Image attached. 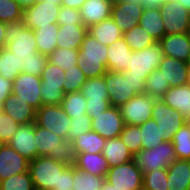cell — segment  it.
Listing matches in <instances>:
<instances>
[{"instance_id": "cell-1", "label": "cell", "mask_w": 190, "mask_h": 190, "mask_svg": "<svg viewBox=\"0 0 190 190\" xmlns=\"http://www.w3.org/2000/svg\"><path fill=\"white\" fill-rule=\"evenodd\" d=\"M6 46L17 60V72L41 76L48 57L37 50L35 33L24 20L6 23Z\"/></svg>"}, {"instance_id": "cell-2", "label": "cell", "mask_w": 190, "mask_h": 190, "mask_svg": "<svg viewBox=\"0 0 190 190\" xmlns=\"http://www.w3.org/2000/svg\"><path fill=\"white\" fill-rule=\"evenodd\" d=\"M34 139L39 156H47L66 166H74L77 152L73 141L62 139L50 130L34 123Z\"/></svg>"}, {"instance_id": "cell-3", "label": "cell", "mask_w": 190, "mask_h": 190, "mask_svg": "<svg viewBox=\"0 0 190 190\" xmlns=\"http://www.w3.org/2000/svg\"><path fill=\"white\" fill-rule=\"evenodd\" d=\"M107 50L104 46L89 33L79 48V60L77 66L88 78L102 77L107 73Z\"/></svg>"}, {"instance_id": "cell-4", "label": "cell", "mask_w": 190, "mask_h": 190, "mask_svg": "<svg viewBox=\"0 0 190 190\" xmlns=\"http://www.w3.org/2000/svg\"><path fill=\"white\" fill-rule=\"evenodd\" d=\"M111 106L120 107L133 96L144 94L145 79L124 76L123 72L107 71L104 75Z\"/></svg>"}, {"instance_id": "cell-5", "label": "cell", "mask_w": 190, "mask_h": 190, "mask_svg": "<svg viewBox=\"0 0 190 190\" xmlns=\"http://www.w3.org/2000/svg\"><path fill=\"white\" fill-rule=\"evenodd\" d=\"M67 166L47 156H39L28 164V172L35 190H53L58 187L59 174Z\"/></svg>"}, {"instance_id": "cell-6", "label": "cell", "mask_w": 190, "mask_h": 190, "mask_svg": "<svg viewBox=\"0 0 190 190\" xmlns=\"http://www.w3.org/2000/svg\"><path fill=\"white\" fill-rule=\"evenodd\" d=\"M172 142H162L155 148L142 149L133 156L134 162L144 173L167 168L176 160Z\"/></svg>"}, {"instance_id": "cell-7", "label": "cell", "mask_w": 190, "mask_h": 190, "mask_svg": "<svg viewBox=\"0 0 190 190\" xmlns=\"http://www.w3.org/2000/svg\"><path fill=\"white\" fill-rule=\"evenodd\" d=\"M163 51L156 42L139 51H132L128 69L123 71L124 76L142 77L145 80L148 75L158 69L162 59Z\"/></svg>"}, {"instance_id": "cell-8", "label": "cell", "mask_w": 190, "mask_h": 190, "mask_svg": "<svg viewBox=\"0 0 190 190\" xmlns=\"http://www.w3.org/2000/svg\"><path fill=\"white\" fill-rule=\"evenodd\" d=\"M64 70L58 66L46 63L41 75L40 94L42 105L61 104L65 93L63 92Z\"/></svg>"}, {"instance_id": "cell-9", "label": "cell", "mask_w": 190, "mask_h": 190, "mask_svg": "<svg viewBox=\"0 0 190 190\" xmlns=\"http://www.w3.org/2000/svg\"><path fill=\"white\" fill-rule=\"evenodd\" d=\"M71 118L64 112L61 104L42 105L36 110L35 124L50 130L62 139H68Z\"/></svg>"}, {"instance_id": "cell-10", "label": "cell", "mask_w": 190, "mask_h": 190, "mask_svg": "<svg viewBox=\"0 0 190 190\" xmlns=\"http://www.w3.org/2000/svg\"><path fill=\"white\" fill-rule=\"evenodd\" d=\"M151 118L160 128L165 142H172L174 134L186 123L185 117L178 110L172 109L161 99L154 101Z\"/></svg>"}, {"instance_id": "cell-11", "label": "cell", "mask_w": 190, "mask_h": 190, "mask_svg": "<svg viewBox=\"0 0 190 190\" xmlns=\"http://www.w3.org/2000/svg\"><path fill=\"white\" fill-rule=\"evenodd\" d=\"M105 180L123 190H142L143 172L134 160L109 168Z\"/></svg>"}, {"instance_id": "cell-12", "label": "cell", "mask_w": 190, "mask_h": 190, "mask_svg": "<svg viewBox=\"0 0 190 190\" xmlns=\"http://www.w3.org/2000/svg\"><path fill=\"white\" fill-rule=\"evenodd\" d=\"M159 8L165 35L190 32V12L178 0H167Z\"/></svg>"}, {"instance_id": "cell-13", "label": "cell", "mask_w": 190, "mask_h": 190, "mask_svg": "<svg viewBox=\"0 0 190 190\" xmlns=\"http://www.w3.org/2000/svg\"><path fill=\"white\" fill-rule=\"evenodd\" d=\"M156 98L147 94L133 96L120 106V111L125 125H141L151 119L153 104Z\"/></svg>"}, {"instance_id": "cell-14", "label": "cell", "mask_w": 190, "mask_h": 190, "mask_svg": "<svg viewBox=\"0 0 190 190\" xmlns=\"http://www.w3.org/2000/svg\"><path fill=\"white\" fill-rule=\"evenodd\" d=\"M91 130L107 139L118 138L125 126L120 108L110 106L98 115H91Z\"/></svg>"}, {"instance_id": "cell-15", "label": "cell", "mask_w": 190, "mask_h": 190, "mask_svg": "<svg viewBox=\"0 0 190 190\" xmlns=\"http://www.w3.org/2000/svg\"><path fill=\"white\" fill-rule=\"evenodd\" d=\"M41 76L20 73L13 80L12 96L14 99L22 100L38 110L42 106L40 94Z\"/></svg>"}, {"instance_id": "cell-16", "label": "cell", "mask_w": 190, "mask_h": 190, "mask_svg": "<svg viewBox=\"0 0 190 190\" xmlns=\"http://www.w3.org/2000/svg\"><path fill=\"white\" fill-rule=\"evenodd\" d=\"M61 6L47 1H38L33 6L24 9L23 20L25 26L32 30L57 23Z\"/></svg>"}, {"instance_id": "cell-17", "label": "cell", "mask_w": 190, "mask_h": 190, "mask_svg": "<svg viewBox=\"0 0 190 190\" xmlns=\"http://www.w3.org/2000/svg\"><path fill=\"white\" fill-rule=\"evenodd\" d=\"M7 144L29 162L38 157V149L34 139V123L19 125Z\"/></svg>"}, {"instance_id": "cell-18", "label": "cell", "mask_w": 190, "mask_h": 190, "mask_svg": "<svg viewBox=\"0 0 190 190\" xmlns=\"http://www.w3.org/2000/svg\"><path fill=\"white\" fill-rule=\"evenodd\" d=\"M143 9L142 4L114 1L111 18L124 33L138 24Z\"/></svg>"}, {"instance_id": "cell-19", "label": "cell", "mask_w": 190, "mask_h": 190, "mask_svg": "<svg viewBox=\"0 0 190 190\" xmlns=\"http://www.w3.org/2000/svg\"><path fill=\"white\" fill-rule=\"evenodd\" d=\"M159 45L164 56L187 62L190 55V32L166 34Z\"/></svg>"}, {"instance_id": "cell-20", "label": "cell", "mask_w": 190, "mask_h": 190, "mask_svg": "<svg viewBox=\"0 0 190 190\" xmlns=\"http://www.w3.org/2000/svg\"><path fill=\"white\" fill-rule=\"evenodd\" d=\"M29 161L8 144L0 150V181L28 171Z\"/></svg>"}, {"instance_id": "cell-21", "label": "cell", "mask_w": 190, "mask_h": 190, "mask_svg": "<svg viewBox=\"0 0 190 190\" xmlns=\"http://www.w3.org/2000/svg\"><path fill=\"white\" fill-rule=\"evenodd\" d=\"M111 0H86L80 8L82 23L88 28L111 17Z\"/></svg>"}, {"instance_id": "cell-22", "label": "cell", "mask_w": 190, "mask_h": 190, "mask_svg": "<svg viewBox=\"0 0 190 190\" xmlns=\"http://www.w3.org/2000/svg\"><path fill=\"white\" fill-rule=\"evenodd\" d=\"M132 51L124 38L116 40L107 50V70L123 72L128 69Z\"/></svg>"}, {"instance_id": "cell-23", "label": "cell", "mask_w": 190, "mask_h": 190, "mask_svg": "<svg viewBox=\"0 0 190 190\" xmlns=\"http://www.w3.org/2000/svg\"><path fill=\"white\" fill-rule=\"evenodd\" d=\"M158 69L162 72L164 79L169 81L170 87L187 84V62L163 56Z\"/></svg>"}, {"instance_id": "cell-24", "label": "cell", "mask_w": 190, "mask_h": 190, "mask_svg": "<svg viewBox=\"0 0 190 190\" xmlns=\"http://www.w3.org/2000/svg\"><path fill=\"white\" fill-rule=\"evenodd\" d=\"M168 190H190V160L176 159L167 167Z\"/></svg>"}, {"instance_id": "cell-25", "label": "cell", "mask_w": 190, "mask_h": 190, "mask_svg": "<svg viewBox=\"0 0 190 190\" xmlns=\"http://www.w3.org/2000/svg\"><path fill=\"white\" fill-rule=\"evenodd\" d=\"M87 33L88 27L85 25H58L57 48L79 49Z\"/></svg>"}, {"instance_id": "cell-26", "label": "cell", "mask_w": 190, "mask_h": 190, "mask_svg": "<svg viewBox=\"0 0 190 190\" xmlns=\"http://www.w3.org/2000/svg\"><path fill=\"white\" fill-rule=\"evenodd\" d=\"M19 125L35 123L36 110L25 101L14 99L11 95L5 99L2 110Z\"/></svg>"}, {"instance_id": "cell-27", "label": "cell", "mask_w": 190, "mask_h": 190, "mask_svg": "<svg viewBox=\"0 0 190 190\" xmlns=\"http://www.w3.org/2000/svg\"><path fill=\"white\" fill-rule=\"evenodd\" d=\"M109 168L128 163L133 160V154L122 142L121 138L107 139L102 149Z\"/></svg>"}, {"instance_id": "cell-28", "label": "cell", "mask_w": 190, "mask_h": 190, "mask_svg": "<svg viewBox=\"0 0 190 190\" xmlns=\"http://www.w3.org/2000/svg\"><path fill=\"white\" fill-rule=\"evenodd\" d=\"M160 99L184 117L190 114V84L170 87Z\"/></svg>"}, {"instance_id": "cell-29", "label": "cell", "mask_w": 190, "mask_h": 190, "mask_svg": "<svg viewBox=\"0 0 190 190\" xmlns=\"http://www.w3.org/2000/svg\"><path fill=\"white\" fill-rule=\"evenodd\" d=\"M74 166L92 175L103 177H106L109 170L108 162L102 153H79Z\"/></svg>"}, {"instance_id": "cell-30", "label": "cell", "mask_w": 190, "mask_h": 190, "mask_svg": "<svg viewBox=\"0 0 190 190\" xmlns=\"http://www.w3.org/2000/svg\"><path fill=\"white\" fill-rule=\"evenodd\" d=\"M88 33L104 46H110L116 40L121 39L124 34L111 17L90 26Z\"/></svg>"}, {"instance_id": "cell-31", "label": "cell", "mask_w": 190, "mask_h": 190, "mask_svg": "<svg viewBox=\"0 0 190 190\" xmlns=\"http://www.w3.org/2000/svg\"><path fill=\"white\" fill-rule=\"evenodd\" d=\"M138 24L159 42L165 35L160 8H144Z\"/></svg>"}, {"instance_id": "cell-32", "label": "cell", "mask_w": 190, "mask_h": 190, "mask_svg": "<svg viewBox=\"0 0 190 190\" xmlns=\"http://www.w3.org/2000/svg\"><path fill=\"white\" fill-rule=\"evenodd\" d=\"M33 31L38 52L48 57L57 48L58 24L51 23L49 26L40 27Z\"/></svg>"}, {"instance_id": "cell-33", "label": "cell", "mask_w": 190, "mask_h": 190, "mask_svg": "<svg viewBox=\"0 0 190 190\" xmlns=\"http://www.w3.org/2000/svg\"><path fill=\"white\" fill-rule=\"evenodd\" d=\"M105 142L106 139L93 130L81 134L73 140L77 154L86 152L93 154L102 153Z\"/></svg>"}, {"instance_id": "cell-34", "label": "cell", "mask_w": 190, "mask_h": 190, "mask_svg": "<svg viewBox=\"0 0 190 190\" xmlns=\"http://www.w3.org/2000/svg\"><path fill=\"white\" fill-rule=\"evenodd\" d=\"M80 91L82 95L86 99H90V101H109V94L104 76L98 78H88L87 81L82 85Z\"/></svg>"}, {"instance_id": "cell-35", "label": "cell", "mask_w": 190, "mask_h": 190, "mask_svg": "<svg viewBox=\"0 0 190 190\" xmlns=\"http://www.w3.org/2000/svg\"><path fill=\"white\" fill-rule=\"evenodd\" d=\"M104 181L103 176H95L73 166L72 190H101Z\"/></svg>"}, {"instance_id": "cell-36", "label": "cell", "mask_w": 190, "mask_h": 190, "mask_svg": "<svg viewBox=\"0 0 190 190\" xmlns=\"http://www.w3.org/2000/svg\"><path fill=\"white\" fill-rule=\"evenodd\" d=\"M123 38L129 45L131 51H139L150 46L156 41L139 24L124 32Z\"/></svg>"}, {"instance_id": "cell-37", "label": "cell", "mask_w": 190, "mask_h": 190, "mask_svg": "<svg viewBox=\"0 0 190 190\" xmlns=\"http://www.w3.org/2000/svg\"><path fill=\"white\" fill-rule=\"evenodd\" d=\"M86 98L81 91L66 93L61 102V106L65 113L71 117H83L87 113Z\"/></svg>"}, {"instance_id": "cell-38", "label": "cell", "mask_w": 190, "mask_h": 190, "mask_svg": "<svg viewBox=\"0 0 190 190\" xmlns=\"http://www.w3.org/2000/svg\"><path fill=\"white\" fill-rule=\"evenodd\" d=\"M142 149L155 148L163 141V135L157 123L151 118L145 123L139 125Z\"/></svg>"}, {"instance_id": "cell-39", "label": "cell", "mask_w": 190, "mask_h": 190, "mask_svg": "<svg viewBox=\"0 0 190 190\" xmlns=\"http://www.w3.org/2000/svg\"><path fill=\"white\" fill-rule=\"evenodd\" d=\"M78 55L79 49L56 48L55 51L48 56V62L66 71L77 65L79 60Z\"/></svg>"}, {"instance_id": "cell-40", "label": "cell", "mask_w": 190, "mask_h": 190, "mask_svg": "<svg viewBox=\"0 0 190 190\" xmlns=\"http://www.w3.org/2000/svg\"><path fill=\"white\" fill-rule=\"evenodd\" d=\"M169 88V81L164 79L159 69H156L148 75L145 81L144 93L153 98L160 99Z\"/></svg>"}, {"instance_id": "cell-41", "label": "cell", "mask_w": 190, "mask_h": 190, "mask_svg": "<svg viewBox=\"0 0 190 190\" xmlns=\"http://www.w3.org/2000/svg\"><path fill=\"white\" fill-rule=\"evenodd\" d=\"M176 158L190 160V125L184 124L177 130L172 139Z\"/></svg>"}, {"instance_id": "cell-42", "label": "cell", "mask_w": 190, "mask_h": 190, "mask_svg": "<svg viewBox=\"0 0 190 190\" xmlns=\"http://www.w3.org/2000/svg\"><path fill=\"white\" fill-rule=\"evenodd\" d=\"M141 131L139 125L127 124L124 126L120 138L133 156L142 150Z\"/></svg>"}, {"instance_id": "cell-43", "label": "cell", "mask_w": 190, "mask_h": 190, "mask_svg": "<svg viewBox=\"0 0 190 190\" xmlns=\"http://www.w3.org/2000/svg\"><path fill=\"white\" fill-rule=\"evenodd\" d=\"M142 190H168L167 168L144 173Z\"/></svg>"}, {"instance_id": "cell-44", "label": "cell", "mask_w": 190, "mask_h": 190, "mask_svg": "<svg viewBox=\"0 0 190 190\" xmlns=\"http://www.w3.org/2000/svg\"><path fill=\"white\" fill-rule=\"evenodd\" d=\"M64 75L63 92L65 94L80 91L82 85L87 81V77L77 65L64 71Z\"/></svg>"}, {"instance_id": "cell-45", "label": "cell", "mask_w": 190, "mask_h": 190, "mask_svg": "<svg viewBox=\"0 0 190 190\" xmlns=\"http://www.w3.org/2000/svg\"><path fill=\"white\" fill-rule=\"evenodd\" d=\"M0 190H35V188L27 171L0 181Z\"/></svg>"}, {"instance_id": "cell-46", "label": "cell", "mask_w": 190, "mask_h": 190, "mask_svg": "<svg viewBox=\"0 0 190 190\" xmlns=\"http://www.w3.org/2000/svg\"><path fill=\"white\" fill-rule=\"evenodd\" d=\"M24 9L15 0H0V21L9 23L23 19Z\"/></svg>"}, {"instance_id": "cell-47", "label": "cell", "mask_w": 190, "mask_h": 190, "mask_svg": "<svg viewBox=\"0 0 190 190\" xmlns=\"http://www.w3.org/2000/svg\"><path fill=\"white\" fill-rule=\"evenodd\" d=\"M0 75L11 81L19 75L17 72V60L14 53L10 52L5 47L1 48Z\"/></svg>"}, {"instance_id": "cell-48", "label": "cell", "mask_w": 190, "mask_h": 190, "mask_svg": "<svg viewBox=\"0 0 190 190\" xmlns=\"http://www.w3.org/2000/svg\"><path fill=\"white\" fill-rule=\"evenodd\" d=\"M91 117L86 113L83 117H71L68 140L73 141L77 136L91 130Z\"/></svg>"}, {"instance_id": "cell-49", "label": "cell", "mask_w": 190, "mask_h": 190, "mask_svg": "<svg viewBox=\"0 0 190 190\" xmlns=\"http://www.w3.org/2000/svg\"><path fill=\"white\" fill-rule=\"evenodd\" d=\"M19 124L5 112L0 111V139L7 144L14 133L17 131Z\"/></svg>"}, {"instance_id": "cell-50", "label": "cell", "mask_w": 190, "mask_h": 190, "mask_svg": "<svg viewBox=\"0 0 190 190\" xmlns=\"http://www.w3.org/2000/svg\"><path fill=\"white\" fill-rule=\"evenodd\" d=\"M58 25L64 24H75V25H84L80 16V10L69 8L66 6H61L58 14Z\"/></svg>"}, {"instance_id": "cell-51", "label": "cell", "mask_w": 190, "mask_h": 190, "mask_svg": "<svg viewBox=\"0 0 190 190\" xmlns=\"http://www.w3.org/2000/svg\"><path fill=\"white\" fill-rule=\"evenodd\" d=\"M73 189V166H67L59 174L58 187L53 190H72Z\"/></svg>"}, {"instance_id": "cell-52", "label": "cell", "mask_w": 190, "mask_h": 190, "mask_svg": "<svg viewBox=\"0 0 190 190\" xmlns=\"http://www.w3.org/2000/svg\"><path fill=\"white\" fill-rule=\"evenodd\" d=\"M86 110L87 114L91 117V115H98L99 112H104L107 110L111 105L109 101H102V102H96V101H90V99H86Z\"/></svg>"}, {"instance_id": "cell-53", "label": "cell", "mask_w": 190, "mask_h": 190, "mask_svg": "<svg viewBox=\"0 0 190 190\" xmlns=\"http://www.w3.org/2000/svg\"><path fill=\"white\" fill-rule=\"evenodd\" d=\"M13 81L7 80L0 75V106L3 105L5 99L12 95Z\"/></svg>"}, {"instance_id": "cell-54", "label": "cell", "mask_w": 190, "mask_h": 190, "mask_svg": "<svg viewBox=\"0 0 190 190\" xmlns=\"http://www.w3.org/2000/svg\"><path fill=\"white\" fill-rule=\"evenodd\" d=\"M86 0H62V6L80 10Z\"/></svg>"}, {"instance_id": "cell-55", "label": "cell", "mask_w": 190, "mask_h": 190, "mask_svg": "<svg viewBox=\"0 0 190 190\" xmlns=\"http://www.w3.org/2000/svg\"><path fill=\"white\" fill-rule=\"evenodd\" d=\"M167 0H142L144 8H158L163 5Z\"/></svg>"}, {"instance_id": "cell-56", "label": "cell", "mask_w": 190, "mask_h": 190, "mask_svg": "<svg viewBox=\"0 0 190 190\" xmlns=\"http://www.w3.org/2000/svg\"><path fill=\"white\" fill-rule=\"evenodd\" d=\"M6 23L0 21V48H4L6 46Z\"/></svg>"}, {"instance_id": "cell-57", "label": "cell", "mask_w": 190, "mask_h": 190, "mask_svg": "<svg viewBox=\"0 0 190 190\" xmlns=\"http://www.w3.org/2000/svg\"><path fill=\"white\" fill-rule=\"evenodd\" d=\"M23 9H26L27 7L33 6L36 4L39 0H15Z\"/></svg>"}, {"instance_id": "cell-58", "label": "cell", "mask_w": 190, "mask_h": 190, "mask_svg": "<svg viewBox=\"0 0 190 190\" xmlns=\"http://www.w3.org/2000/svg\"><path fill=\"white\" fill-rule=\"evenodd\" d=\"M101 190H123V189H119L115 186H112L108 181H104V183L102 184Z\"/></svg>"}, {"instance_id": "cell-59", "label": "cell", "mask_w": 190, "mask_h": 190, "mask_svg": "<svg viewBox=\"0 0 190 190\" xmlns=\"http://www.w3.org/2000/svg\"><path fill=\"white\" fill-rule=\"evenodd\" d=\"M178 2L190 12V0H178Z\"/></svg>"}, {"instance_id": "cell-60", "label": "cell", "mask_w": 190, "mask_h": 190, "mask_svg": "<svg viewBox=\"0 0 190 190\" xmlns=\"http://www.w3.org/2000/svg\"><path fill=\"white\" fill-rule=\"evenodd\" d=\"M117 1H122V2H127V3H133V4H142V0H117Z\"/></svg>"}, {"instance_id": "cell-61", "label": "cell", "mask_w": 190, "mask_h": 190, "mask_svg": "<svg viewBox=\"0 0 190 190\" xmlns=\"http://www.w3.org/2000/svg\"><path fill=\"white\" fill-rule=\"evenodd\" d=\"M39 1H47L49 3H54V4L62 6V0H39Z\"/></svg>"}, {"instance_id": "cell-62", "label": "cell", "mask_w": 190, "mask_h": 190, "mask_svg": "<svg viewBox=\"0 0 190 190\" xmlns=\"http://www.w3.org/2000/svg\"><path fill=\"white\" fill-rule=\"evenodd\" d=\"M187 83L190 84V65H188Z\"/></svg>"}, {"instance_id": "cell-63", "label": "cell", "mask_w": 190, "mask_h": 190, "mask_svg": "<svg viewBox=\"0 0 190 190\" xmlns=\"http://www.w3.org/2000/svg\"><path fill=\"white\" fill-rule=\"evenodd\" d=\"M186 124L190 125V114H188L186 117Z\"/></svg>"}, {"instance_id": "cell-64", "label": "cell", "mask_w": 190, "mask_h": 190, "mask_svg": "<svg viewBox=\"0 0 190 190\" xmlns=\"http://www.w3.org/2000/svg\"><path fill=\"white\" fill-rule=\"evenodd\" d=\"M4 142L0 139V150H1V148L4 146Z\"/></svg>"}, {"instance_id": "cell-65", "label": "cell", "mask_w": 190, "mask_h": 190, "mask_svg": "<svg viewBox=\"0 0 190 190\" xmlns=\"http://www.w3.org/2000/svg\"><path fill=\"white\" fill-rule=\"evenodd\" d=\"M187 64L190 65V55H189V59L187 61Z\"/></svg>"}]
</instances>
